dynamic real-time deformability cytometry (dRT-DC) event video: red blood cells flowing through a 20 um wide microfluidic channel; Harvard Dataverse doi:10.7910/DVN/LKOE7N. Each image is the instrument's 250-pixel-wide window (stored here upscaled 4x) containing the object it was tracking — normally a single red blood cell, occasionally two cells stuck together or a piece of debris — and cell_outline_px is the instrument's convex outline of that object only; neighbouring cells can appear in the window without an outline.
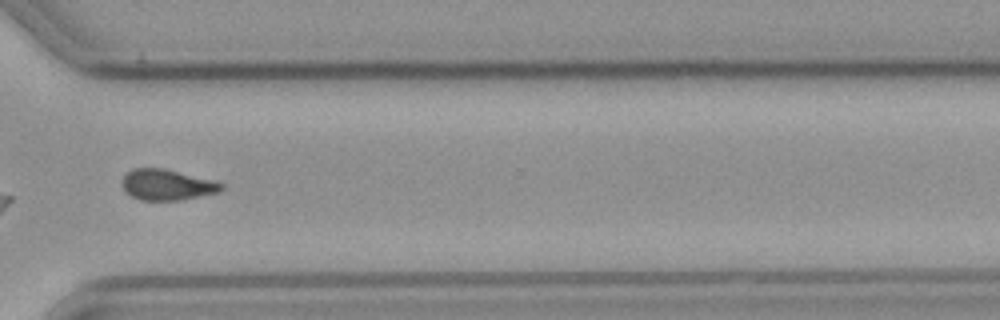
{"species": "common noctule bat (a hibernating species)", "species_latin": "Nyctalus noctula", "temperature_condition": "cold", "stored_images_in_passage": 36, "camera_frame_rate_fps": 3000, "um_per_image_px": 0.085, "animal": {"sex": "male", "body_mass_g": 23.1, "forearm_length_mm": 52.7}, "frame": {"image": 1, "passage_image": 26, "time_ms": 8.333, "image_size_px": [1000, 320], "cell_outline_px": [[224, 188], [220, 192], [180, 200], [140, 200], [124, 192], [120, 184], [120, 180], [132, 168], [164, 168], [212, 180], [224, 184]], "centroid_in_image_um": [14.15, 15.71], "position_along_channel_um": 356.4, "area_um2": 17.98}}